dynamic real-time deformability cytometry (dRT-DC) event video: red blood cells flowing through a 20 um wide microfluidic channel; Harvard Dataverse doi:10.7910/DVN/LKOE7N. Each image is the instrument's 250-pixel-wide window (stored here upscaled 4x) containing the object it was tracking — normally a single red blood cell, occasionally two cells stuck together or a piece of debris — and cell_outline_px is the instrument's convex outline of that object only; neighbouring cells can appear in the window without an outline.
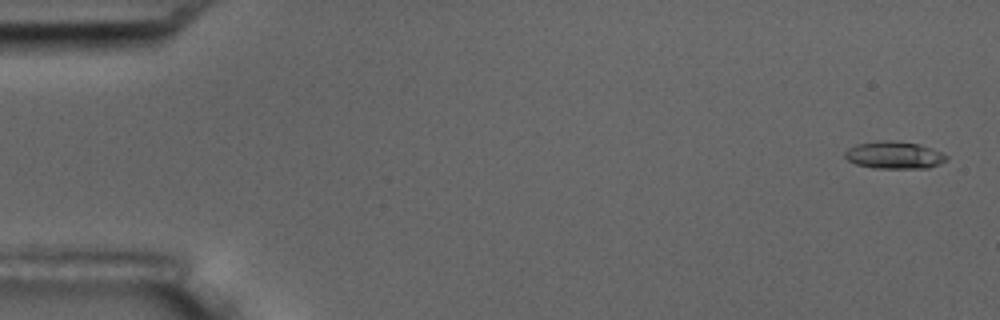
{"species": "common noctule bat (a hibernating species)", "species_latin": "Nyctalus noctula", "temperature_condition": "room temperature", "stored_images_in_passage": 5, "camera_frame_rate_fps": 3000, "um_per_image_px": 0.085, "animal": {"sex": "male", "body_mass_g": 17.5, "forearm_length_mm": 52.3}, "frame": {"image": 1, "passage_image": 1, "time_ms": 0.0, "image_size_px": [1000, 320], "cell_outline_px": [[948, 160], [940, 164], [928, 168], [872, 168], [856, 164], [848, 160], [844, 156], [844, 152], [848, 148], [856, 144], [880, 140], [892, 140], [916, 144], [932, 148], [948, 156]], "centroid_in_image_um": [76.0, 13.19], "position_along_channel_um": 9.0, "area_um2": 16.24}}
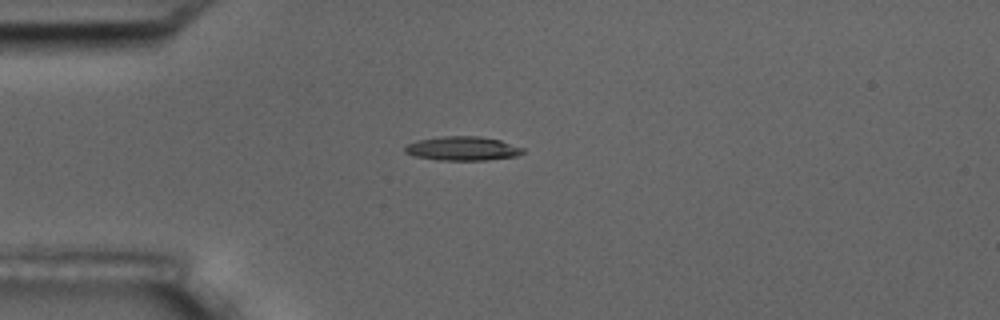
{"frame": {"image": 2, "passage_image": 5, "time_ms": 4.333, "image_size_px": [1000, 320], "cell_outline_px": [[524, 152], [516, 156], [484, 160], [440, 160], [416, 156], [404, 152], [404, 148], [408, 144], [416, 140], [444, 136], [480, 136], [500, 140], [524, 148]], "centroid_in_image_um": [39.32, 12.62], "position_along_channel_um": 45.7, "area_um2": 16.42}}